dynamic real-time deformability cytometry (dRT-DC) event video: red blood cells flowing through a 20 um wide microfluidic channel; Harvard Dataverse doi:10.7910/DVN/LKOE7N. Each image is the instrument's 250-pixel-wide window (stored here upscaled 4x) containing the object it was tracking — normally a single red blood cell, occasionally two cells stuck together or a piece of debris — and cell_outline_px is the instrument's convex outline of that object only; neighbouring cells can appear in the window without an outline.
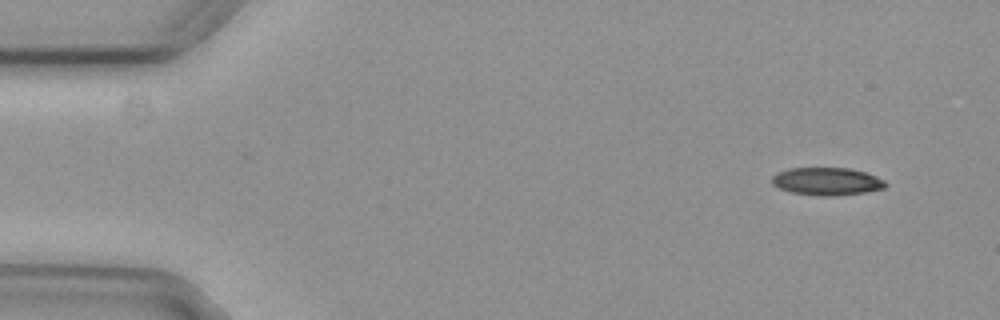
{"species": "common noctule bat (a hibernating species)", "species_latin": "Nyctalus noctula", "temperature_condition": "cold", "stored_images_in_passage": 4, "camera_frame_rate_fps": 3000, "um_per_image_px": 0.085, "animal": {"sex": "female", "body_mass_g": 29.2, "forearm_length_mm": 56.3}, "frame": {"image": 1, "passage_image": 1, "time_ms": 0.0, "image_size_px": [1000, 320], "cell_outline_px": [[888, 184], [884, 188], [868, 192], [832, 196], [820, 196], [792, 192], [780, 188], [772, 184], [772, 176], [776, 172], [788, 168], [848, 168], [864, 172], [876, 176], [884, 180]], "centroid_in_image_um": [70.29, 15.41], "position_along_channel_um": 14.7, "area_um2": 18.38}}